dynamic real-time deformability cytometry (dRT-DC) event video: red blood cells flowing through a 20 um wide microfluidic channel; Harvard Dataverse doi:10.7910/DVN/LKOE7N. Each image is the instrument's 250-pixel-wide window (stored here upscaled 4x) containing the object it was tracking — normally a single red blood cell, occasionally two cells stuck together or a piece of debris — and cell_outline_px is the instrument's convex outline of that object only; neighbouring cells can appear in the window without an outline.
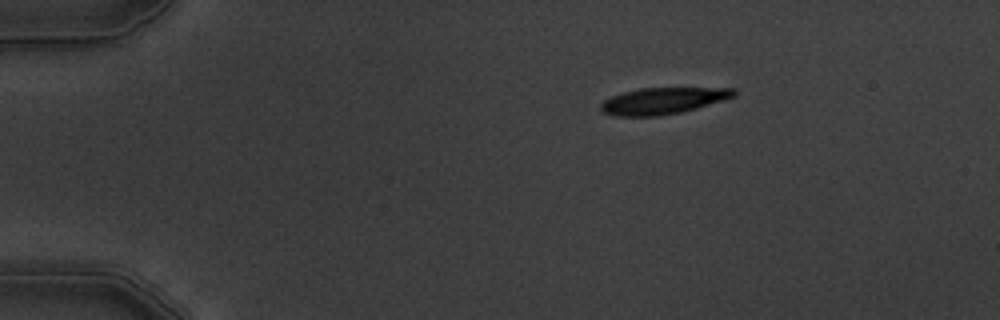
{"species": "common noctule bat (a hibernating species)", "species_latin": "Nyctalus noctula", "temperature_condition": "warm", "stored_images_in_passage": 3, "camera_frame_rate_fps": 3000, "um_per_image_px": 0.085, "animal": {"sex": "male", "body_mass_g": 19.5, "forearm_length_mm": 54.6}, "frame": {"image": 1, "passage_image": 1, "time_ms": 0.0, "image_size_px": [1000, 320], "cell_outline_px": [[736, 96], [724, 100], [696, 108], [680, 112], [660, 116], [616, 116], [604, 112], [600, 108], [600, 104], [604, 100], [612, 96], [624, 92], [640, 88], [736, 88]], "centroid_in_image_um": [56.36, 8.56], "position_along_channel_um": 28.6, "area_um2": 20.46}}